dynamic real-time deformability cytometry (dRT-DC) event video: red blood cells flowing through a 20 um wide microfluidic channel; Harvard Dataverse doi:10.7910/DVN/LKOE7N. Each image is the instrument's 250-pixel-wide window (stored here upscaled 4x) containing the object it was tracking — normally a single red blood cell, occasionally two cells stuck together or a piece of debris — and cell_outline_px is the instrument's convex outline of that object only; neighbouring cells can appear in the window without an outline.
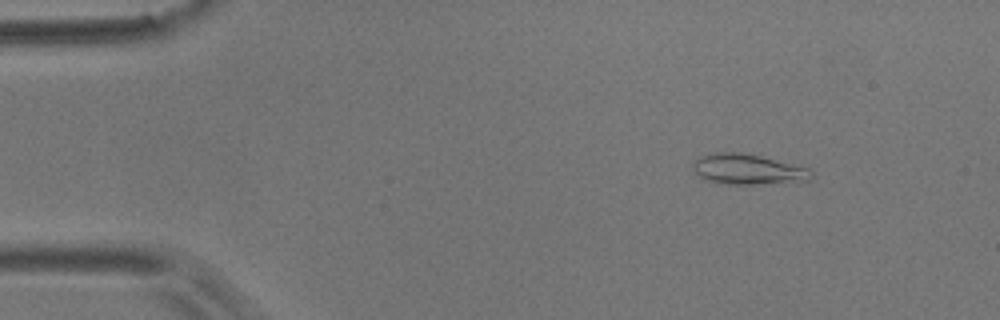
{"species": "common noctule bat (a hibernating species)", "species_latin": "Nyctalus noctula", "temperature_condition": "room temperature", "stored_images_in_passage": 4, "camera_frame_rate_fps": 3000, "um_per_image_px": 0.085, "animal": {"sex": "male", "body_mass_g": 17.9}, "frame": {"image": 1, "passage_image": 2, "time_ms": 0.333, "image_size_px": [1000, 320], "cell_outline_px": [[812, 180], [756, 184], [716, 184], [704, 180], [692, 168], [692, 164], [696, 156], [716, 152], [740, 152], [760, 156], [808, 168], [812, 172]], "centroid_in_image_um": [63.48, 14.39], "position_along_channel_um": 21.5, "area_um2": 21.1}}